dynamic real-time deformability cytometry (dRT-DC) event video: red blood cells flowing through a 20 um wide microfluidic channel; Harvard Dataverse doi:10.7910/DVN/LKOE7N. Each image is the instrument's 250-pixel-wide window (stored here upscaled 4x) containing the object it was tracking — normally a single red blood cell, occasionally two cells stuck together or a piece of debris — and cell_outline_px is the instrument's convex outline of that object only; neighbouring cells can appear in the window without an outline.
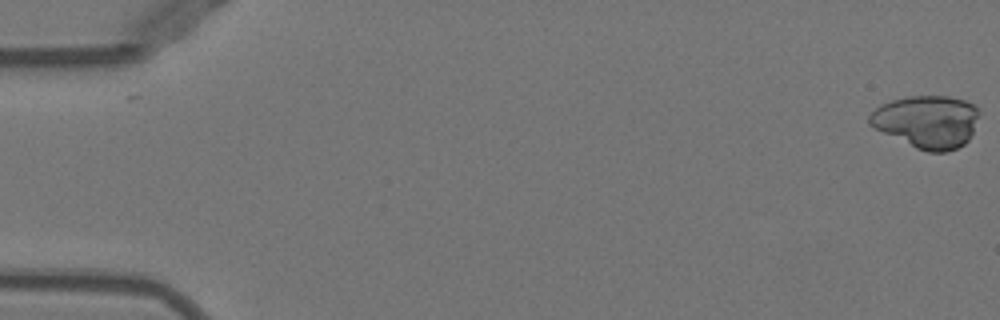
{"species": "Egyptian fruit bat (a non-hibernating species)", "species_latin": "Rousettus aegyptiacus", "temperature_condition": "warm", "stored_images_in_passage": 22, "camera_frame_rate_fps": 3000, "um_per_image_px": 0.085, "animal": {"sex": "female"}, "frame": {"image": 1, "passage_image": 1, "time_ms": 0.0, "image_size_px": [1000, 320], "cell_outline_px": [[976, 116], [972, 132], [968, 140], [964, 144], [948, 152], [928, 152], [916, 148], [868, 124], [868, 116], [880, 104], [892, 100], [908, 96], [948, 96], [964, 100], [972, 104], [976, 108]], "centroid_in_image_um": [78.76, 10.33], "position_along_channel_um": 6.2, "area_um2": 33.12}}